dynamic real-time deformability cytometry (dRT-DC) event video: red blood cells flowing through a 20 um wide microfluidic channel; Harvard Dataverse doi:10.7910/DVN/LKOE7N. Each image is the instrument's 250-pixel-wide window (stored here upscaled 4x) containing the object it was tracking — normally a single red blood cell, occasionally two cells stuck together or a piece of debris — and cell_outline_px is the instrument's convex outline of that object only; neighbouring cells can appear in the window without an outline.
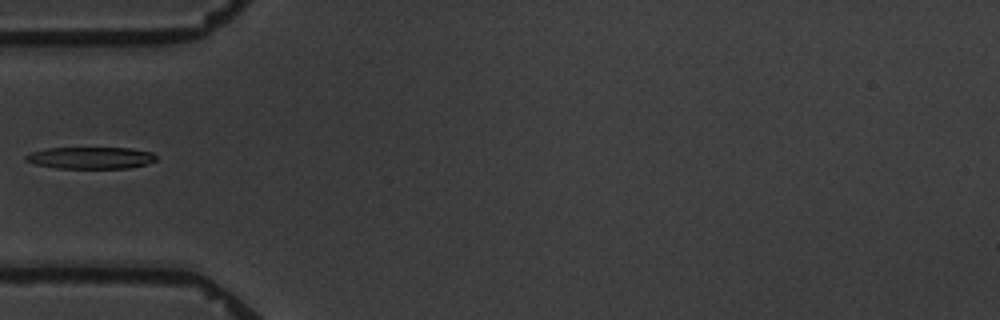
{"species": "common noctule bat (a hibernating species)", "species_latin": "Nyctalus noctula", "temperature_condition": "warm", "stored_images_in_passage": 5, "camera_frame_rate_fps": 3000, "um_per_image_px": 0.085, "animal": {"sex": "male", "body_mass_g": 19.5, "forearm_length_mm": 54.6}, "frame": {"image": 1, "passage_image": 5, "time_ms": 4.667, "image_size_px": [1000, 320], "cell_outline_px": [[156, 160], [144, 164], [128, 168], [56, 168], [36, 164], [24, 160], [24, 156], [32, 152], [48, 148], [128, 148], [152, 152], [156, 156]], "centroid_in_image_um": [7.68, 13.41], "position_along_channel_um": 77.3, "area_um2": 16.42}}